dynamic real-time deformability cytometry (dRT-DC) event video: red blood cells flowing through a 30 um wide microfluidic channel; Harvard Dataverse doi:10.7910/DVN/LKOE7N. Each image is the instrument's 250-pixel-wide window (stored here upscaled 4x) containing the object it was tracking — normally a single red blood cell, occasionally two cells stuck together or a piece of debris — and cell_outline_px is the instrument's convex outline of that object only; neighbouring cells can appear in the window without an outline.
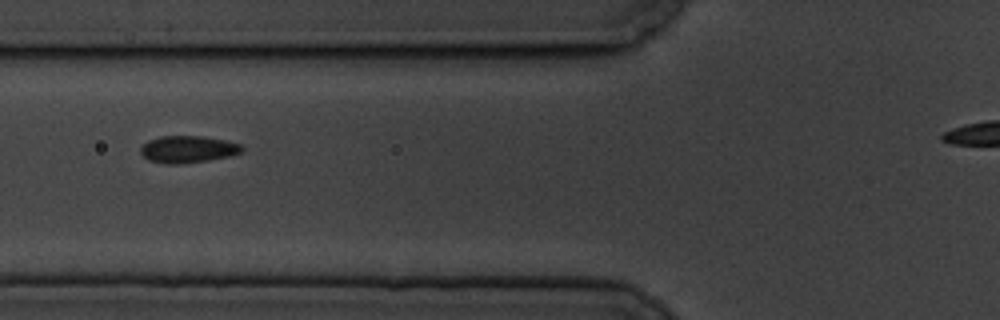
{"species": "common noctule bat (a hibernating species)", "species_latin": "Nyctalus noctula", "temperature_condition": "cold", "stored_images_in_passage": 8, "segment_of_instrument_passage": [1, 2], "camera_frame_rate_fps": 3000, "um_per_image_px": 0.085, "animal": {"sex": "male", "body_mass_g": 19.5, "forearm_length_mm": 54.6}, "frame": {"image": 1, "passage_image": 4, "time_ms": 3.333, "image_size_px": [1000, 320], "cell_outline_px": [[244, 148], [240, 152], [232, 156], [208, 160], [180, 164], [164, 164], [148, 160], [140, 152], [140, 148], [148, 140], [160, 136], [204, 136], [228, 140], [240, 144]], "centroid_in_image_um": [15.98, 12.68], "position_along_channel_um": 109.8, "area_um2": 16.13}}
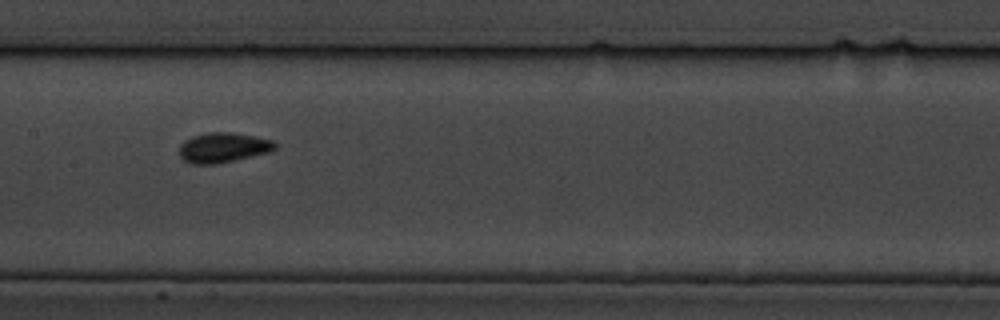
{"frame": {"image": 2, "passage_image": 6, "time_ms": 5.667, "image_size_px": [1000, 320], "cell_outline_px": [[276, 148], [272, 152], [216, 164], [192, 164], [184, 160], [180, 156], [180, 144], [184, 140], [192, 136], [212, 132], [232, 132], [276, 140]], "centroid_in_image_um": [19.01, 12.54], "position_along_channel_um": 188.4, "area_um2": 16.88}}
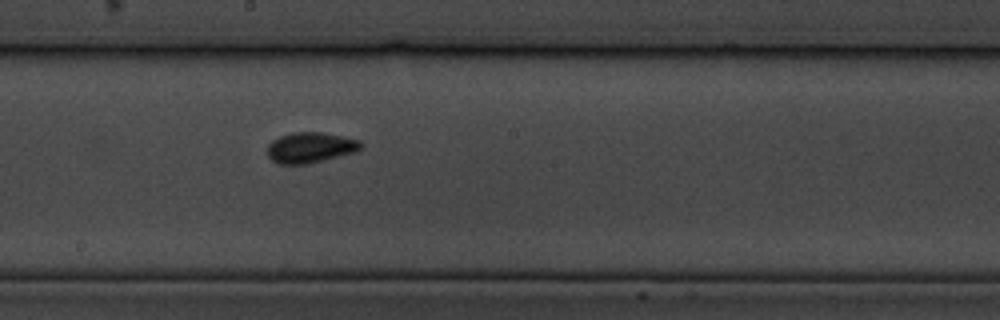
{"frame": {"image": 3, "passage_image": 7, "time_ms": 6.667, "image_size_px": [1000, 320], "cell_outline_px": [[364, 144], [360, 148], [352, 152], [308, 164], [276, 164], [268, 156], [268, 144], [272, 140], [280, 136], [292, 132], [320, 132], [360, 140]], "centroid_in_image_um": [26.33, 12.54], "position_along_channel_um": 221.9, "area_um2": 16.47}}